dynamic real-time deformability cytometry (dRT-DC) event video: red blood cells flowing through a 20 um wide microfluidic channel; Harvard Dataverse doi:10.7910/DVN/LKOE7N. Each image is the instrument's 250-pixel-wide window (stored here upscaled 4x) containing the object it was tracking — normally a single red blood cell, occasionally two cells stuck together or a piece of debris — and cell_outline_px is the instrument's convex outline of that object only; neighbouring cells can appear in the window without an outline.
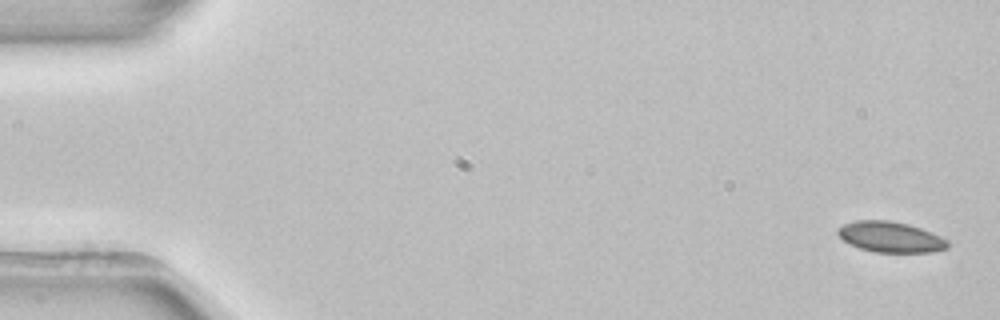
{"species": "common noctule bat (a hibernating species)", "species_latin": "Nyctalus noctula", "temperature_condition": "room temperature", "stored_images_in_passage": 4, "camera_frame_rate_fps": 3000, "um_per_image_px": 0.085, "animal": {"sex": "female", "body_mass_g": 22.7, "forearm_length_mm": 54.2}, "frame": {"image": 1, "passage_image": 4, "time_ms": 1.0, "image_size_px": [1000, 320], "cell_outline_px": [[948, 248], [932, 252], [872, 252], [860, 248], [844, 240], [836, 232], [836, 228], [844, 224], [856, 220], [892, 220], [908, 224], [920, 228], [940, 236], [948, 240]], "centroid_in_image_um": [75.69, 20.14], "position_along_channel_um": 9.3, "area_um2": 19.59}}